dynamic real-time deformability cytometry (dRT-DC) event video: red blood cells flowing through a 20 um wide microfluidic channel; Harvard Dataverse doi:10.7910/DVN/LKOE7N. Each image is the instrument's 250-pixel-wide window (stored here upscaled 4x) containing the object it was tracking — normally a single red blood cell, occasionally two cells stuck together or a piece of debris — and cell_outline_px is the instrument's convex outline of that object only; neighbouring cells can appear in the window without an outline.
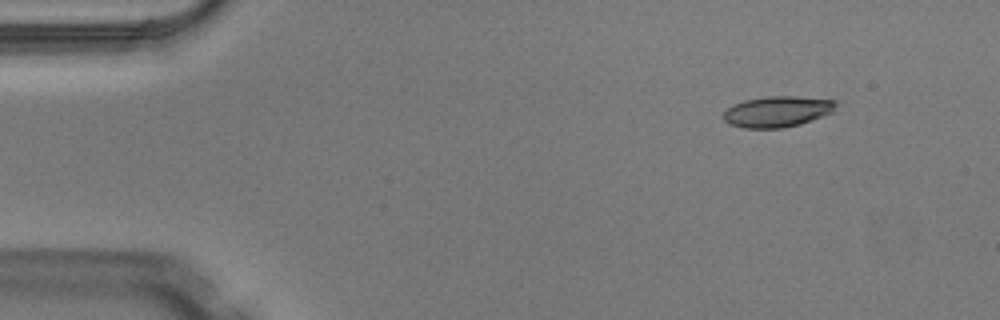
{"species": "Egyptian fruit bat (a non-hibernating species)", "species_latin": "Rousettus aegyptiacus", "temperature_condition": "warm", "stored_images_in_passage": 5, "camera_frame_rate_fps": 3000, "um_per_image_px": 0.085, "animal": {"sex": "male"}, "frame": {"image": 1, "passage_image": 1, "time_ms": 0.0, "image_size_px": [1000, 320], "cell_outline_px": [[836, 104], [832, 112], [800, 124], [780, 128], [744, 128], [728, 124], [724, 120], [724, 112], [732, 104], [744, 100], [768, 96], [796, 96], [836, 100]], "centroid_in_image_um": [66.04, 9.48], "position_along_channel_um": 19.0, "area_um2": 20.17}}
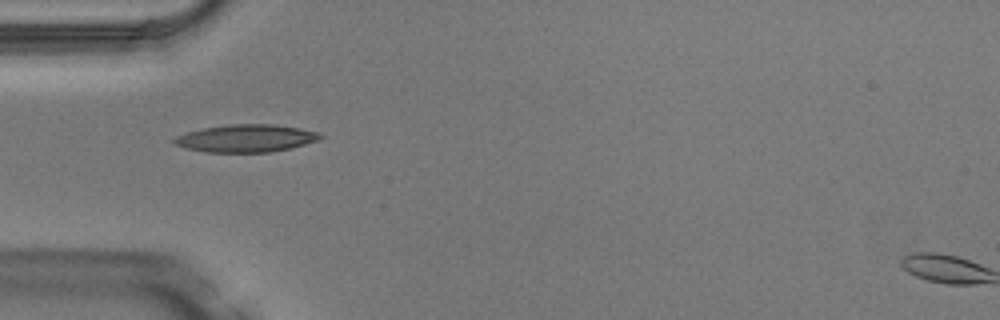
{"frame": {"image": 2, "passage_image": 4, "time_ms": 1.0, "image_size_px": [1000, 320], "cell_outline_px": [[324, 136], [320, 140], [288, 148], [268, 152], [208, 152], [184, 148], [176, 144], [172, 140], [176, 136], [188, 132], [204, 128], [228, 124], [272, 124], [300, 128], [316, 132]], "centroid_in_image_um": [20.9, 11.75], "position_along_channel_um": 64.1, "area_um2": 23.24}}